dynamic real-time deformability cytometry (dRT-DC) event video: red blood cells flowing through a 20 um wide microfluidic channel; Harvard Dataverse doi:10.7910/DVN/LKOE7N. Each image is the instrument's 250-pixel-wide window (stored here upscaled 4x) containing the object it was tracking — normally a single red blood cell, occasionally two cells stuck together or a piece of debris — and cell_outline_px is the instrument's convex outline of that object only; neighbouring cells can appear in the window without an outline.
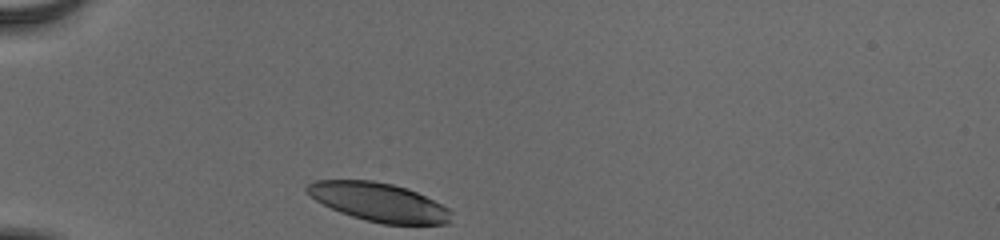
{"species": "human", "species_latin": "Homo sapiens", "temperature_condition": "cold", "stored_images_in_passage": 31, "camera_frame_rate_fps": 3000, "um_per_image_px": 0.085, "donor": {"sex": "male"}, "frame": {"image": 1, "passage_image": 1, "time_ms": 0.0, "image_size_px": [1000, 240], "cell_outline_px": [[452, 212], [448, 224], [384, 224], [364, 220], [340, 212], [316, 200], [304, 188], [312, 180], [372, 180], [392, 184], [408, 188], [448, 208]], "centroid_in_image_um": [32.19, 17.17], "position_along_channel_um": 52.8, "area_um2": 32.19}}
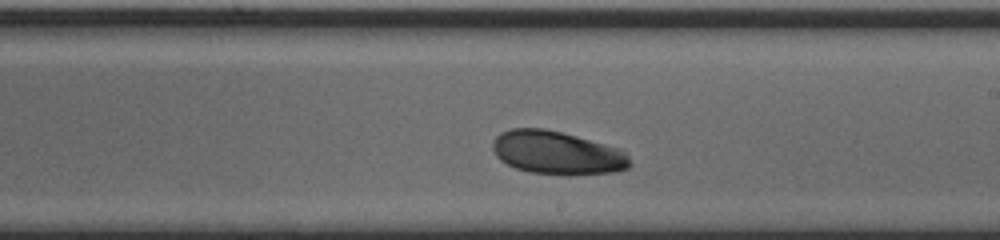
{"frame": {"image": 2, "passage_image": 18, "time_ms": 5.667, "image_size_px": [1000, 240], "cell_outline_px": [[632, 164], [628, 168], [616, 172], [568, 176], [528, 172], [516, 168], [500, 160], [496, 156], [492, 148], [492, 140], [500, 132], [512, 128], [544, 128], [576, 136], [604, 144], [616, 148], [624, 152], [628, 156]], "centroid_in_image_um": [47.33, 13.0], "position_along_channel_um": 241.7, "area_um2": 34.85}}
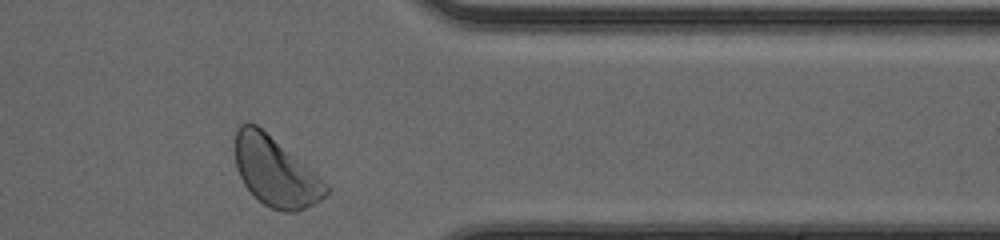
{"frame": {"image": 3, "passage_image": 30, "time_ms": 9.667, "image_size_px": [1000, 240], "cell_outline_px": [[328, 192], [320, 200], [296, 212], [284, 212], [272, 208], [264, 204], [244, 184], [236, 168], [236, 128], [240, 124], [256, 124], [316, 172], [328, 188]], "centroid_in_image_um": [23.41, 14.59], "position_along_channel_um": 388.0, "area_um2": 36.01}, "authors_computed_cell_mechanics": {"area_um2": 34.102, "velocity_mm_per_s": 3.8181, "shape_relaxation_time_tau1_ms": 1.7622, "shape_relaxation_time_tau2_ms": null, "deformation_change_tau1": 0.0798, "deformation_change_tau2": null}}